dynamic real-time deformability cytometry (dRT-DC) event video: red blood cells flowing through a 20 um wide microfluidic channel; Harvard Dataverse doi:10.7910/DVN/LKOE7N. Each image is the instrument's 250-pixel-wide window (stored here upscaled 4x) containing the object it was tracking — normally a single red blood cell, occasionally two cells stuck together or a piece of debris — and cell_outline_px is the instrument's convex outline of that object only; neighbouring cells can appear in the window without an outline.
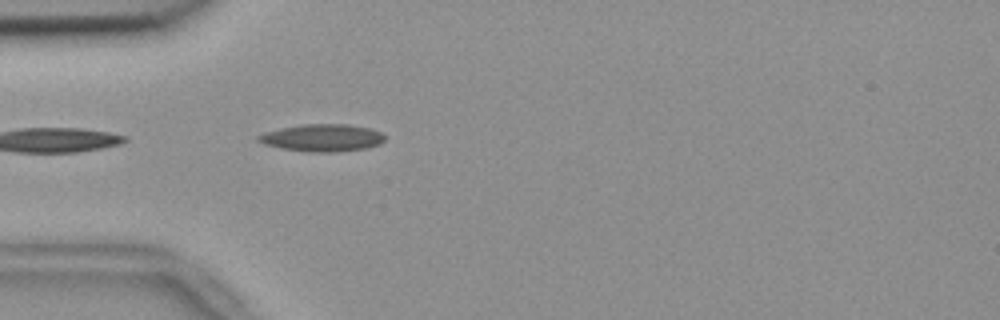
{"species": "common noctule bat (a hibernating species)", "species_latin": "Nyctalus noctula", "temperature_condition": "room temperature", "stored_images_in_passage": 8, "camera_frame_rate_fps": 3000, "um_per_image_px": 0.085, "animal": {"sex": "female", "body_mass_g": 18.4}, "frame": {"image": 1, "passage_image": 1, "time_ms": 0.0, "image_size_px": [1000, 320], "cell_outline_px": [[384, 140], [380, 144], [364, 148], [332, 152], [312, 152], [280, 148], [264, 144], [256, 140], [256, 136], [268, 132], [284, 128], [304, 124], [348, 124], [368, 128], [380, 132], [384, 136]], "centroid_in_image_um": [27.39, 11.71], "position_along_channel_um": 57.6, "area_um2": 19.77}}